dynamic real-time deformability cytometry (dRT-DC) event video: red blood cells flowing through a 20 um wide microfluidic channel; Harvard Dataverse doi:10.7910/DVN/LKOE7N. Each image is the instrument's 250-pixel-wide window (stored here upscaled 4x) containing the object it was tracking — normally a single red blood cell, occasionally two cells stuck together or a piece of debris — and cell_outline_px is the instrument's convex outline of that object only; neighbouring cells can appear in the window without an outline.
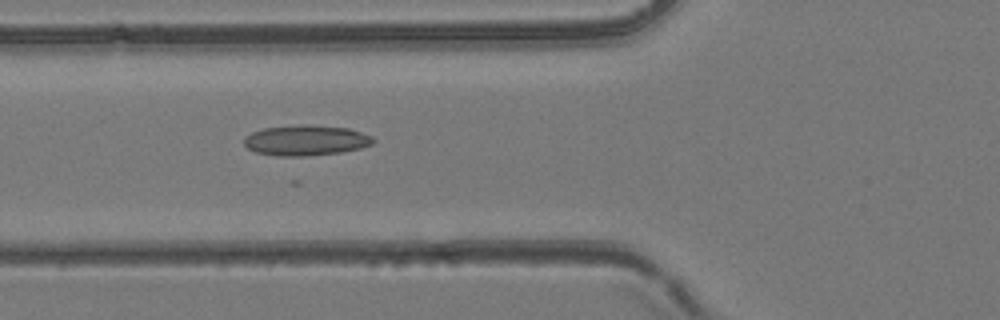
{"species": "common noctule bat (a hibernating species)", "species_latin": "Nyctalus noctula", "temperature_condition": "room temperature", "stored_images_in_passage": 45, "camera_frame_rate_fps": 3000, "um_per_image_px": 0.085, "animal": {"sex": "female", "body_mass_g": 24.6, "forearm_length_mm": 56.2}, "frame": {"image": 1, "passage_image": 17, "time_ms": 5.333, "image_size_px": [1000, 320], "cell_outline_px": [[376, 140], [372, 144], [360, 148], [340, 152], [300, 156], [276, 156], [256, 152], [248, 148], [244, 144], [244, 136], [252, 132], [264, 128], [300, 124], [348, 128], [372, 136]], "centroid_in_image_um": [25.98, 11.92], "position_along_channel_um": 99.8, "area_um2": 22.77}}
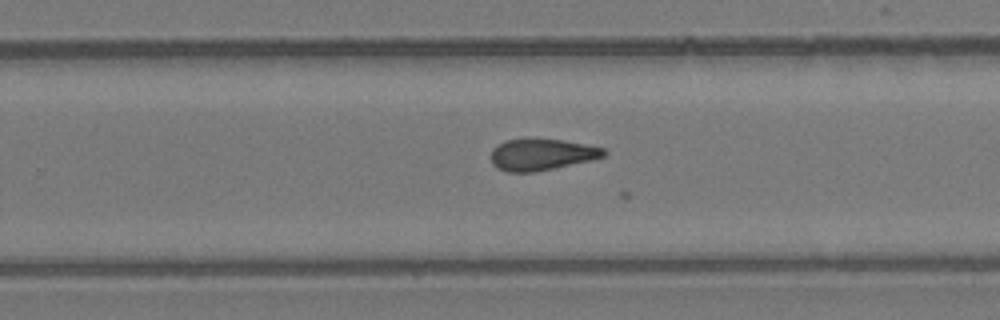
{"frame": {"image": 2, "passage_image": 29, "time_ms": 9.333, "image_size_px": [1000, 320], "cell_outline_px": [[608, 152], [604, 156], [588, 160], [552, 168], [532, 172], [508, 172], [492, 164], [492, 148], [496, 144], [504, 140], [560, 140], [584, 144], [604, 148]], "centroid_in_image_um": [46.01, 13.14], "position_along_channel_um": 283.8, "area_um2": 20.06}}
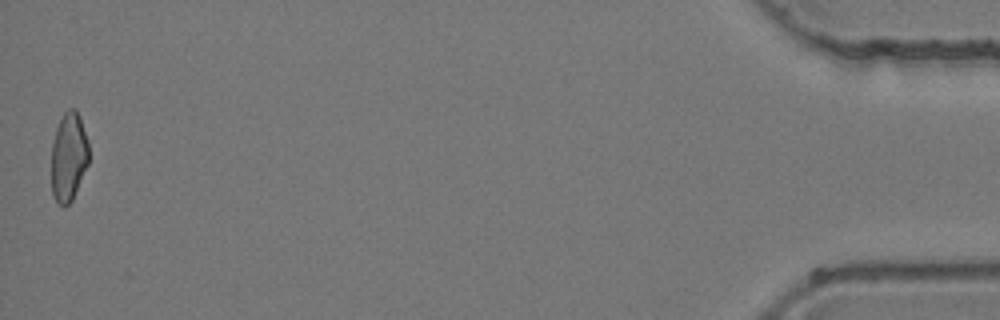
{"frame": {"image": 3, "passage_image": 45, "time_ms": 14.667, "image_size_px": [1000, 320], "cell_outline_px": [[88, 164], [72, 200], [64, 208], [56, 200], [52, 192], [52, 144], [56, 128], [64, 112], [68, 108], [76, 108], [80, 116], [88, 140]], "centroid_in_image_um": [5.84, 13.3], "position_along_channel_um": 429.4, "area_um2": 19.36}}